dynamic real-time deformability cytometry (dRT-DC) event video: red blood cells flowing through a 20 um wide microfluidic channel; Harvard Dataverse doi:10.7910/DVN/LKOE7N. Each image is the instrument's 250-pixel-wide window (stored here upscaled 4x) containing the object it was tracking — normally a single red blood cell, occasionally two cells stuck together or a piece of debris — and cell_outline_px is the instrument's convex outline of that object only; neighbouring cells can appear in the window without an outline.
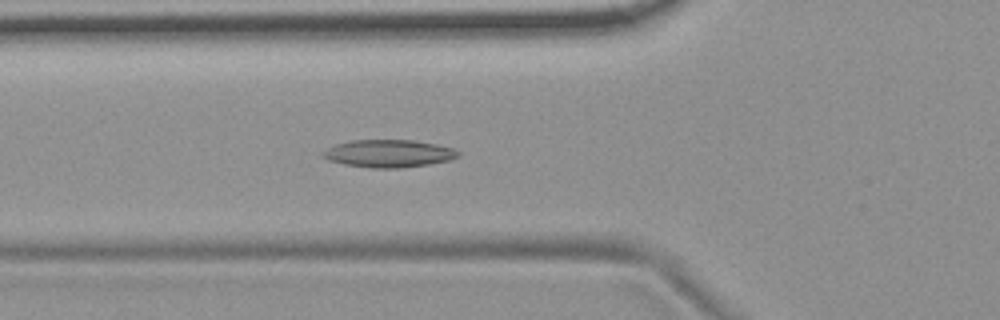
{"species": "common noctule bat (a hibernating species)", "species_latin": "Nyctalus noctula", "temperature_condition": "room temperature", "stored_images_in_passage": 55, "camera_frame_rate_fps": 3000, "um_per_image_px": 0.085, "animal": {"sex": "female", "body_mass_g": 19.9}, "frame": {"image": 1, "passage_image": 20, "time_ms": 6.333, "image_size_px": [1000, 320], "cell_outline_px": [[460, 156], [448, 160], [428, 164], [400, 168], [372, 168], [344, 164], [328, 160], [320, 156], [320, 152], [336, 144], [352, 140], [416, 140], [436, 144], [452, 148], [460, 152]], "centroid_in_image_um": [33.01, 13.04], "position_along_channel_um": 92.8, "area_um2": 21.79}}
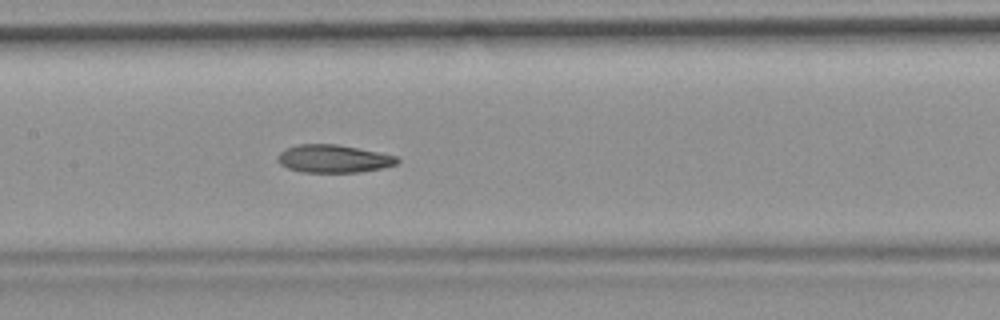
{"frame": {"image": 2, "passage_image": 27, "time_ms": 8.667, "image_size_px": [1000, 320], "cell_outline_px": [[400, 160], [396, 164], [380, 168], [360, 172], [300, 172], [288, 168], [280, 164], [280, 152], [288, 148], [300, 144], [336, 144], [396, 156]], "centroid_in_image_um": [28.35, 13.5], "position_along_channel_um": 179.0, "area_um2": 18.96}}
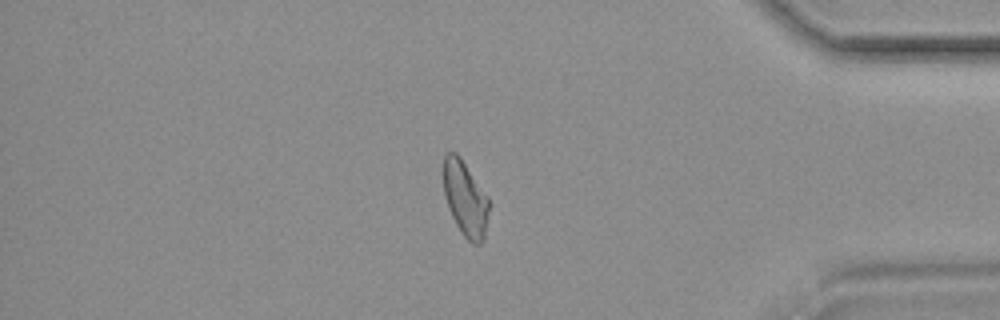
{"frame": {"image": 3, "passage_image": 47, "time_ms": 15.333, "image_size_px": [1000, 320], "cell_outline_px": [[488, 212], [484, 240], [480, 244], [472, 244], [464, 236], [456, 224], [448, 208], [444, 196], [444, 156], [448, 152], [456, 152], [460, 156], [488, 196]], "centroid_in_image_um": [39.55, 16.89], "position_along_channel_um": 395.7, "area_um2": 19.83}, "authors_computed_cell_mechanics": {"area_um2": 20.7502, "velocity_mm_per_s": 3.6886, "shape_relaxation_time_tau1_ms": null, "shape_relaxation_time_tau2_ms": 3.0542, "deformation_change_tau1": null, "deformation_change_tau2": 0.1015}}